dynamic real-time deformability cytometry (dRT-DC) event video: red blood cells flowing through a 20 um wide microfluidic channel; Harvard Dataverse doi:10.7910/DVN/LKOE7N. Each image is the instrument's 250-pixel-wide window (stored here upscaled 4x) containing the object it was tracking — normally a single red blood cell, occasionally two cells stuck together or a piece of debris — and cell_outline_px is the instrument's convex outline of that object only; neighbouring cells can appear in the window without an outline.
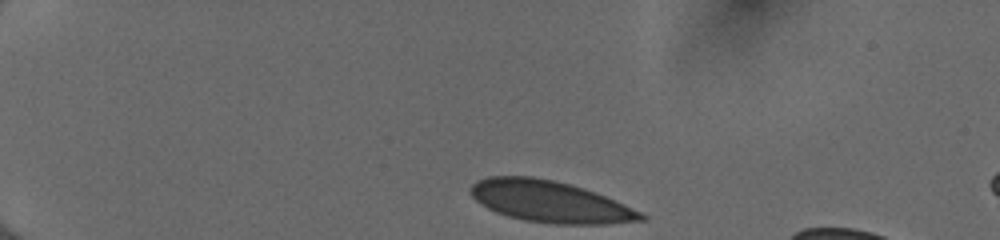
{"species": "human", "species_latin": "Homo sapiens", "temperature_condition": "cold", "stored_images_in_passage": 38, "camera_frame_rate_fps": 3000, "um_per_image_px": 0.085, "donor": {"sex": "female"}, "frame": {"image": 1, "passage_image": 1, "time_ms": 0.0, "image_size_px": [1000, 240], "cell_outline_px": [[648, 220], [604, 224], [556, 224], [524, 220], [508, 216], [496, 212], [480, 204], [468, 192], [468, 188], [476, 180], [488, 176], [532, 176], [552, 180], [584, 188], [596, 192], [624, 204], [648, 216]], "centroid_in_image_um": [46.72, 17.13], "position_along_channel_um": 38.3, "area_um2": 41.33}}
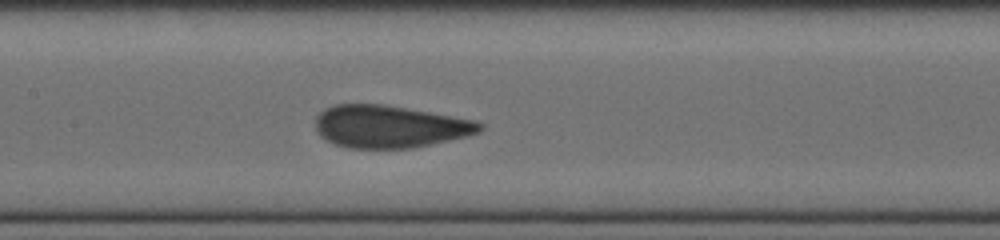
{"frame": {"image": 2, "passage_image": 17, "time_ms": 5.333, "image_size_px": [1000, 240], "cell_outline_px": [[484, 128], [480, 132], [468, 136], [432, 144], [412, 148], [348, 148], [336, 144], [320, 136], [316, 132], [316, 116], [324, 108], [336, 104], [380, 104], [476, 120], [484, 124]], "centroid_in_image_um": [33.13, 10.76], "position_along_channel_um": 174.3, "area_um2": 40.58}}
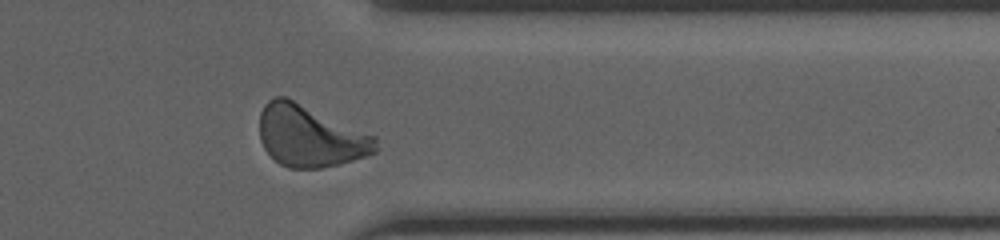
{"frame": {"image": 3, "passage_image": 33, "time_ms": 10.667, "image_size_px": [1000, 240], "cell_outline_px": [[376, 152], [340, 164], [320, 168], [288, 168], [280, 164], [264, 148], [260, 140], [260, 112], [264, 104], [272, 96], [284, 96], [376, 136]], "centroid_in_image_um": [26.33, 11.57], "position_along_channel_um": 385.1, "area_um2": 41.38}, "authors_computed_cell_mechanics": {"area_um2": 40.6045, "velocity_mm_per_s": 3.9888, "shape_relaxation_time_tau1_ms": 3.9139, "shape_relaxation_time_tau2_ms": null, "deformation_change_tau1": 0.1204, "deformation_change_tau2": null}}